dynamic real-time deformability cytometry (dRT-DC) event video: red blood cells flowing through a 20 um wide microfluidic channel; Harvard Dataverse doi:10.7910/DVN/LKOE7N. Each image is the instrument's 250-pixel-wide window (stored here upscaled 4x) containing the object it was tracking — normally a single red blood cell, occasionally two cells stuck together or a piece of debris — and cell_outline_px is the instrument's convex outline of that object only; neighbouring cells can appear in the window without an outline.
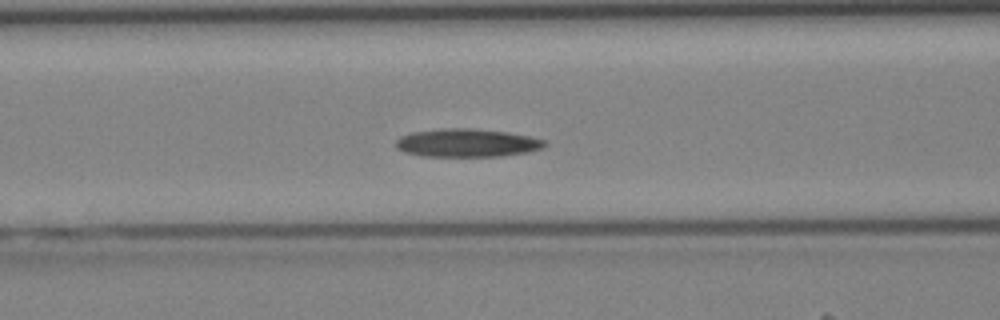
{"species": "Egyptian fruit bat (a non-hibernating species)", "species_latin": "Rousettus aegyptiacus", "temperature_condition": "cold", "stored_images_in_passage": 41, "camera_frame_rate_fps": 3000, "um_per_image_px": 0.085, "animal": {"sex": "female"}, "frame": {"image": 1, "passage_image": 16, "time_ms": 5.0, "image_size_px": [1000, 320], "cell_outline_px": [[548, 144], [540, 148], [528, 152], [500, 156], [420, 156], [404, 152], [396, 148], [396, 140], [400, 136], [412, 132], [440, 128], [468, 128], [508, 132], [528, 136], [544, 140]], "centroid_in_image_um": [39.65, 12.14], "position_along_channel_um": 127.0, "area_um2": 24.45}}
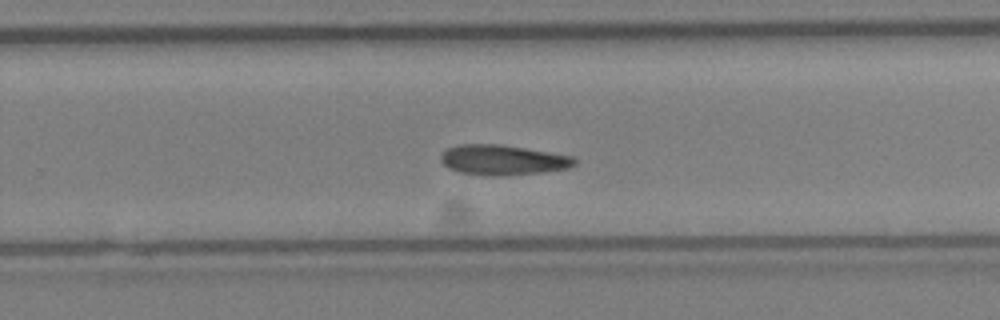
{"frame": {"image": 2, "passage_image": 26, "time_ms": 8.333, "image_size_px": [1000, 320], "cell_outline_px": [[576, 164], [568, 168], [544, 172], [508, 176], [492, 176], [460, 172], [448, 168], [440, 160], [440, 156], [448, 148], [460, 144], [500, 144], [572, 156], [576, 160]], "centroid_in_image_um": [42.74, 13.61], "position_along_channel_um": 287.1, "area_um2": 23.47}}
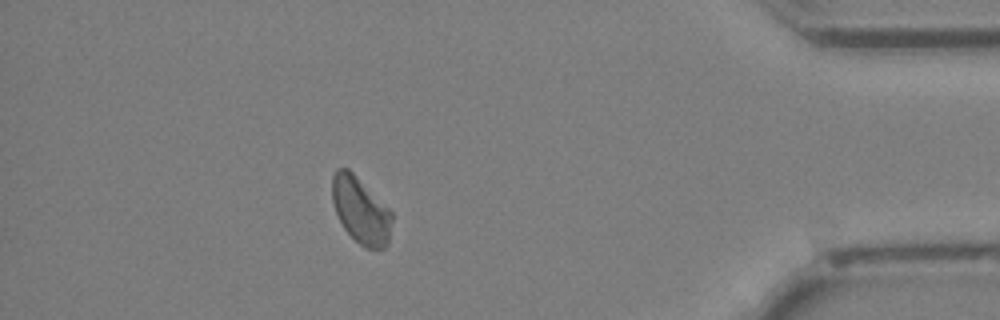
{"frame": {"image": 3, "passage_image": 36, "time_ms": 11.667, "image_size_px": [1000, 320], "cell_outline_px": [[392, 220], [388, 244], [384, 248], [364, 248], [344, 228], [336, 212], [332, 200], [332, 176], [336, 168], [348, 168], [392, 212]], "centroid_in_image_um": [30.65, 17.88], "position_along_channel_um": 404.5, "area_um2": 22.77}}